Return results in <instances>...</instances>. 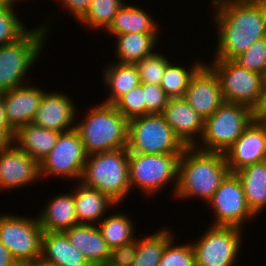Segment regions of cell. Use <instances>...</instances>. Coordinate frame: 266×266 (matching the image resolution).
Segmentation results:
<instances>
[{
	"instance_id": "32",
	"label": "cell",
	"mask_w": 266,
	"mask_h": 266,
	"mask_svg": "<svg viewBox=\"0 0 266 266\" xmlns=\"http://www.w3.org/2000/svg\"><path fill=\"white\" fill-rule=\"evenodd\" d=\"M124 4L125 0H91L89 10L79 22L90 30L101 29L105 32Z\"/></svg>"
},
{
	"instance_id": "21",
	"label": "cell",
	"mask_w": 266,
	"mask_h": 266,
	"mask_svg": "<svg viewBox=\"0 0 266 266\" xmlns=\"http://www.w3.org/2000/svg\"><path fill=\"white\" fill-rule=\"evenodd\" d=\"M74 203L78 224L88 225H97L110 208L118 206L106 194L79 181L74 189Z\"/></svg>"
},
{
	"instance_id": "34",
	"label": "cell",
	"mask_w": 266,
	"mask_h": 266,
	"mask_svg": "<svg viewBox=\"0 0 266 266\" xmlns=\"http://www.w3.org/2000/svg\"><path fill=\"white\" fill-rule=\"evenodd\" d=\"M170 60L163 53L155 52L138 61L135 66L140 76V82L160 85L166 66L171 62Z\"/></svg>"
},
{
	"instance_id": "10",
	"label": "cell",
	"mask_w": 266,
	"mask_h": 266,
	"mask_svg": "<svg viewBox=\"0 0 266 266\" xmlns=\"http://www.w3.org/2000/svg\"><path fill=\"white\" fill-rule=\"evenodd\" d=\"M42 235L38 216L0 214V242L19 266L41 258Z\"/></svg>"
},
{
	"instance_id": "30",
	"label": "cell",
	"mask_w": 266,
	"mask_h": 266,
	"mask_svg": "<svg viewBox=\"0 0 266 266\" xmlns=\"http://www.w3.org/2000/svg\"><path fill=\"white\" fill-rule=\"evenodd\" d=\"M173 234L169 227H163L145 238H137V253L132 266H158L165 246L174 238Z\"/></svg>"
},
{
	"instance_id": "44",
	"label": "cell",
	"mask_w": 266,
	"mask_h": 266,
	"mask_svg": "<svg viewBox=\"0 0 266 266\" xmlns=\"http://www.w3.org/2000/svg\"><path fill=\"white\" fill-rule=\"evenodd\" d=\"M0 128H11L6 118L3 97H0Z\"/></svg>"
},
{
	"instance_id": "13",
	"label": "cell",
	"mask_w": 266,
	"mask_h": 266,
	"mask_svg": "<svg viewBox=\"0 0 266 266\" xmlns=\"http://www.w3.org/2000/svg\"><path fill=\"white\" fill-rule=\"evenodd\" d=\"M87 158L84 144L75 129L60 133L54 148L40 162L41 178L57 176L80 181Z\"/></svg>"
},
{
	"instance_id": "25",
	"label": "cell",
	"mask_w": 266,
	"mask_h": 266,
	"mask_svg": "<svg viewBox=\"0 0 266 266\" xmlns=\"http://www.w3.org/2000/svg\"><path fill=\"white\" fill-rule=\"evenodd\" d=\"M146 10L137 7V4L125 3L113 17L112 22L105 30L110 36L125 33H161L160 24Z\"/></svg>"
},
{
	"instance_id": "7",
	"label": "cell",
	"mask_w": 266,
	"mask_h": 266,
	"mask_svg": "<svg viewBox=\"0 0 266 266\" xmlns=\"http://www.w3.org/2000/svg\"><path fill=\"white\" fill-rule=\"evenodd\" d=\"M252 120L253 112L250 108L224 102L211 116L204 119L202 136L194 147L201 151L224 153Z\"/></svg>"
},
{
	"instance_id": "36",
	"label": "cell",
	"mask_w": 266,
	"mask_h": 266,
	"mask_svg": "<svg viewBox=\"0 0 266 266\" xmlns=\"http://www.w3.org/2000/svg\"><path fill=\"white\" fill-rule=\"evenodd\" d=\"M175 240L174 237L165 246L158 266H196V257L192 244L177 245Z\"/></svg>"
},
{
	"instance_id": "43",
	"label": "cell",
	"mask_w": 266,
	"mask_h": 266,
	"mask_svg": "<svg viewBox=\"0 0 266 266\" xmlns=\"http://www.w3.org/2000/svg\"><path fill=\"white\" fill-rule=\"evenodd\" d=\"M0 266H19L8 249L0 242Z\"/></svg>"
},
{
	"instance_id": "3",
	"label": "cell",
	"mask_w": 266,
	"mask_h": 266,
	"mask_svg": "<svg viewBox=\"0 0 266 266\" xmlns=\"http://www.w3.org/2000/svg\"><path fill=\"white\" fill-rule=\"evenodd\" d=\"M75 124L88 155L127 147L129 121L111 104L99 102Z\"/></svg>"
},
{
	"instance_id": "40",
	"label": "cell",
	"mask_w": 266,
	"mask_h": 266,
	"mask_svg": "<svg viewBox=\"0 0 266 266\" xmlns=\"http://www.w3.org/2000/svg\"><path fill=\"white\" fill-rule=\"evenodd\" d=\"M62 7L69 10V14L73 15V19L78 22L84 17L89 10L91 0H57Z\"/></svg>"
},
{
	"instance_id": "6",
	"label": "cell",
	"mask_w": 266,
	"mask_h": 266,
	"mask_svg": "<svg viewBox=\"0 0 266 266\" xmlns=\"http://www.w3.org/2000/svg\"><path fill=\"white\" fill-rule=\"evenodd\" d=\"M181 154H142L129 152L128 172L131 189L137 188L147 197L159 194L173 183V197L178 184Z\"/></svg>"
},
{
	"instance_id": "5",
	"label": "cell",
	"mask_w": 266,
	"mask_h": 266,
	"mask_svg": "<svg viewBox=\"0 0 266 266\" xmlns=\"http://www.w3.org/2000/svg\"><path fill=\"white\" fill-rule=\"evenodd\" d=\"M128 149H116L88 155L80 178L82 184L106 194L117 205L131 192Z\"/></svg>"
},
{
	"instance_id": "1",
	"label": "cell",
	"mask_w": 266,
	"mask_h": 266,
	"mask_svg": "<svg viewBox=\"0 0 266 266\" xmlns=\"http://www.w3.org/2000/svg\"><path fill=\"white\" fill-rule=\"evenodd\" d=\"M211 4L217 28L213 59L233 60L266 36L265 0H212Z\"/></svg>"
},
{
	"instance_id": "11",
	"label": "cell",
	"mask_w": 266,
	"mask_h": 266,
	"mask_svg": "<svg viewBox=\"0 0 266 266\" xmlns=\"http://www.w3.org/2000/svg\"><path fill=\"white\" fill-rule=\"evenodd\" d=\"M210 225L201 238L191 243L196 266H234L242 248L243 229Z\"/></svg>"
},
{
	"instance_id": "2",
	"label": "cell",
	"mask_w": 266,
	"mask_h": 266,
	"mask_svg": "<svg viewBox=\"0 0 266 266\" xmlns=\"http://www.w3.org/2000/svg\"><path fill=\"white\" fill-rule=\"evenodd\" d=\"M230 173L225 155L186 147L180 156L175 199L198 197L207 202Z\"/></svg>"
},
{
	"instance_id": "19",
	"label": "cell",
	"mask_w": 266,
	"mask_h": 266,
	"mask_svg": "<svg viewBox=\"0 0 266 266\" xmlns=\"http://www.w3.org/2000/svg\"><path fill=\"white\" fill-rule=\"evenodd\" d=\"M30 85V86H29ZM45 90L39 86L24 84L2 94L9 126L18 127L31 123L38 111Z\"/></svg>"
},
{
	"instance_id": "23",
	"label": "cell",
	"mask_w": 266,
	"mask_h": 266,
	"mask_svg": "<svg viewBox=\"0 0 266 266\" xmlns=\"http://www.w3.org/2000/svg\"><path fill=\"white\" fill-rule=\"evenodd\" d=\"M59 134L31 122L14 131L13 144L40 163L56 145Z\"/></svg>"
},
{
	"instance_id": "28",
	"label": "cell",
	"mask_w": 266,
	"mask_h": 266,
	"mask_svg": "<svg viewBox=\"0 0 266 266\" xmlns=\"http://www.w3.org/2000/svg\"><path fill=\"white\" fill-rule=\"evenodd\" d=\"M102 72L109 96L101 102L107 104L113 105L121 96L141 83L135 65L120 64L114 61L112 64L105 65Z\"/></svg>"
},
{
	"instance_id": "22",
	"label": "cell",
	"mask_w": 266,
	"mask_h": 266,
	"mask_svg": "<svg viewBox=\"0 0 266 266\" xmlns=\"http://www.w3.org/2000/svg\"><path fill=\"white\" fill-rule=\"evenodd\" d=\"M71 244L91 265L107 264L110 248L102 238L97 225L77 224L64 231Z\"/></svg>"
},
{
	"instance_id": "45",
	"label": "cell",
	"mask_w": 266,
	"mask_h": 266,
	"mask_svg": "<svg viewBox=\"0 0 266 266\" xmlns=\"http://www.w3.org/2000/svg\"><path fill=\"white\" fill-rule=\"evenodd\" d=\"M23 266H57V265L49 263V262L44 261L43 259L39 258V259L34 260L33 262L25 264Z\"/></svg>"
},
{
	"instance_id": "37",
	"label": "cell",
	"mask_w": 266,
	"mask_h": 266,
	"mask_svg": "<svg viewBox=\"0 0 266 266\" xmlns=\"http://www.w3.org/2000/svg\"><path fill=\"white\" fill-rule=\"evenodd\" d=\"M233 60L240 66L262 74L266 78V36L258 39Z\"/></svg>"
},
{
	"instance_id": "41",
	"label": "cell",
	"mask_w": 266,
	"mask_h": 266,
	"mask_svg": "<svg viewBox=\"0 0 266 266\" xmlns=\"http://www.w3.org/2000/svg\"><path fill=\"white\" fill-rule=\"evenodd\" d=\"M253 120L266 119V81L264 83L262 93L259 98V102L252 110Z\"/></svg>"
},
{
	"instance_id": "4",
	"label": "cell",
	"mask_w": 266,
	"mask_h": 266,
	"mask_svg": "<svg viewBox=\"0 0 266 266\" xmlns=\"http://www.w3.org/2000/svg\"><path fill=\"white\" fill-rule=\"evenodd\" d=\"M42 25L28 29L16 41L0 46V89L3 92L29 83L28 72L40 58L50 32L49 25Z\"/></svg>"
},
{
	"instance_id": "29",
	"label": "cell",
	"mask_w": 266,
	"mask_h": 266,
	"mask_svg": "<svg viewBox=\"0 0 266 266\" xmlns=\"http://www.w3.org/2000/svg\"><path fill=\"white\" fill-rule=\"evenodd\" d=\"M114 213H109L97 224L102 238L110 249L130 243L136 239L134 235L136 231L135 225L129 215H126L125 212L123 213L122 210Z\"/></svg>"
},
{
	"instance_id": "24",
	"label": "cell",
	"mask_w": 266,
	"mask_h": 266,
	"mask_svg": "<svg viewBox=\"0 0 266 266\" xmlns=\"http://www.w3.org/2000/svg\"><path fill=\"white\" fill-rule=\"evenodd\" d=\"M41 259L57 266H91L65 232H43Z\"/></svg>"
},
{
	"instance_id": "33",
	"label": "cell",
	"mask_w": 266,
	"mask_h": 266,
	"mask_svg": "<svg viewBox=\"0 0 266 266\" xmlns=\"http://www.w3.org/2000/svg\"><path fill=\"white\" fill-rule=\"evenodd\" d=\"M14 5L0 2V46L16 41L29 29L19 19Z\"/></svg>"
},
{
	"instance_id": "15",
	"label": "cell",
	"mask_w": 266,
	"mask_h": 266,
	"mask_svg": "<svg viewBox=\"0 0 266 266\" xmlns=\"http://www.w3.org/2000/svg\"><path fill=\"white\" fill-rule=\"evenodd\" d=\"M183 98L204 119L224 103L219 79L206 62L192 76Z\"/></svg>"
},
{
	"instance_id": "38",
	"label": "cell",
	"mask_w": 266,
	"mask_h": 266,
	"mask_svg": "<svg viewBox=\"0 0 266 266\" xmlns=\"http://www.w3.org/2000/svg\"><path fill=\"white\" fill-rule=\"evenodd\" d=\"M145 115L162 114L169 97L160 85L143 83Z\"/></svg>"
},
{
	"instance_id": "49",
	"label": "cell",
	"mask_w": 266,
	"mask_h": 266,
	"mask_svg": "<svg viewBox=\"0 0 266 266\" xmlns=\"http://www.w3.org/2000/svg\"><path fill=\"white\" fill-rule=\"evenodd\" d=\"M3 91L0 89V97H2Z\"/></svg>"
},
{
	"instance_id": "17",
	"label": "cell",
	"mask_w": 266,
	"mask_h": 266,
	"mask_svg": "<svg viewBox=\"0 0 266 266\" xmlns=\"http://www.w3.org/2000/svg\"><path fill=\"white\" fill-rule=\"evenodd\" d=\"M230 173L266 160V138L261 126L254 120L237 140L224 152Z\"/></svg>"
},
{
	"instance_id": "18",
	"label": "cell",
	"mask_w": 266,
	"mask_h": 266,
	"mask_svg": "<svg viewBox=\"0 0 266 266\" xmlns=\"http://www.w3.org/2000/svg\"><path fill=\"white\" fill-rule=\"evenodd\" d=\"M162 116L186 147L198 143L204 130V118L183 97L170 98Z\"/></svg>"
},
{
	"instance_id": "9",
	"label": "cell",
	"mask_w": 266,
	"mask_h": 266,
	"mask_svg": "<svg viewBox=\"0 0 266 266\" xmlns=\"http://www.w3.org/2000/svg\"><path fill=\"white\" fill-rule=\"evenodd\" d=\"M208 63L219 79L224 102L241 104L251 110L256 107L266 81L262 74L248 70L234 60L213 59Z\"/></svg>"
},
{
	"instance_id": "46",
	"label": "cell",
	"mask_w": 266,
	"mask_h": 266,
	"mask_svg": "<svg viewBox=\"0 0 266 266\" xmlns=\"http://www.w3.org/2000/svg\"><path fill=\"white\" fill-rule=\"evenodd\" d=\"M254 121H256L261 126V128L264 131L265 138H266V119L254 120Z\"/></svg>"
},
{
	"instance_id": "20",
	"label": "cell",
	"mask_w": 266,
	"mask_h": 266,
	"mask_svg": "<svg viewBox=\"0 0 266 266\" xmlns=\"http://www.w3.org/2000/svg\"><path fill=\"white\" fill-rule=\"evenodd\" d=\"M43 207L38 214L43 232H64L78 224L73 189L54 196Z\"/></svg>"
},
{
	"instance_id": "8",
	"label": "cell",
	"mask_w": 266,
	"mask_h": 266,
	"mask_svg": "<svg viewBox=\"0 0 266 266\" xmlns=\"http://www.w3.org/2000/svg\"><path fill=\"white\" fill-rule=\"evenodd\" d=\"M126 148L142 154H182L186 146L162 114H147L129 120Z\"/></svg>"
},
{
	"instance_id": "16",
	"label": "cell",
	"mask_w": 266,
	"mask_h": 266,
	"mask_svg": "<svg viewBox=\"0 0 266 266\" xmlns=\"http://www.w3.org/2000/svg\"><path fill=\"white\" fill-rule=\"evenodd\" d=\"M67 95L62 91H45L32 123L60 133L75 129L77 106Z\"/></svg>"
},
{
	"instance_id": "27",
	"label": "cell",
	"mask_w": 266,
	"mask_h": 266,
	"mask_svg": "<svg viewBox=\"0 0 266 266\" xmlns=\"http://www.w3.org/2000/svg\"><path fill=\"white\" fill-rule=\"evenodd\" d=\"M235 174L242 183L249 208L258 216L266 208V160L246 166Z\"/></svg>"
},
{
	"instance_id": "12",
	"label": "cell",
	"mask_w": 266,
	"mask_h": 266,
	"mask_svg": "<svg viewBox=\"0 0 266 266\" xmlns=\"http://www.w3.org/2000/svg\"><path fill=\"white\" fill-rule=\"evenodd\" d=\"M214 214L213 226L243 229L247 220L257 218L249 208L243 186L235 173H229L207 202Z\"/></svg>"
},
{
	"instance_id": "47",
	"label": "cell",
	"mask_w": 266,
	"mask_h": 266,
	"mask_svg": "<svg viewBox=\"0 0 266 266\" xmlns=\"http://www.w3.org/2000/svg\"><path fill=\"white\" fill-rule=\"evenodd\" d=\"M0 2H9V3H14V4H18L19 0H0Z\"/></svg>"
},
{
	"instance_id": "35",
	"label": "cell",
	"mask_w": 266,
	"mask_h": 266,
	"mask_svg": "<svg viewBox=\"0 0 266 266\" xmlns=\"http://www.w3.org/2000/svg\"><path fill=\"white\" fill-rule=\"evenodd\" d=\"M113 106L129 121L145 115L143 83L130 89Z\"/></svg>"
},
{
	"instance_id": "48",
	"label": "cell",
	"mask_w": 266,
	"mask_h": 266,
	"mask_svg": "<svg viewBox=\"0 0 266 266\" xmlns=\"http://www.w3.org/2000/svg\"><path fill=\"white\" fill-rule=\"evenodd\" d=\"M91 266H109L108 264H95V265H91Z\"/></svg>"
},
{
	"instance_id": "26",
	"label": "cell",
	"mask_w": 266,
	"mask_h": 266,
	"mask_svg": "<svg viewBox=\"0 0 266 266\" xmlns=\"http://www.w3.org/2000/svg\"><path fill=\"white\" fill-rule=\"evenodd\" d=\"M160 33H125L115 35L117 63L136 65L144 57L154 54Z\"/></svg>"
},
{
	"instance_id": "42",
	"label": "cell",
	"mask_w": 266,
	"mask_h": 266,
	"mask_svg": "<svg viewBox=\"0 0 266 266\" xmlns=\"http://www.w3.org/2000/svg\"><path fill=\"white\" fill-rule=\"evenodd\" d=\"M14 130L12 128H0V151L9 148L13 144Z\"/></svg>"
},
{
	"instance_id": "39",
	"label": "cell",
	"mask_w": 266,
	"mask_h": 266,
	"mask_svg": "<svg viewBox=\"0 0 266 266\" xmlns=\"http://www.w3.org/2000/svg\"><path fill=\"white\" fill-rule=\"evenodd\" d=\"M137 253V238L127 244L111 248L109 266H132Z\"/></svg>"
},
{
	"instance_id": "14",
	"label": "cell",
	"mask_w": 266,
	"mask_h": 266,
	"mask_svg": "<svg viewBox=\"0 0 266 266\" xmlns=\"http://www.w3.org/2000/svg\"><path fill=\"white\" fill-rule=\"evenodd\" d=\"M40 178V163L26 152L14 144L0 151V191L19 190Z\"/></svg>"
},
{
	"instance_id": "31",
	"label": "cell",
	"mask_w": 266,
	"mask_h": 266,
	"mask_svg": "<svg viewBox=\"0 0 266 266\" xmlns=\"http://www.w3.org/2000/svg\"><path fill=\"white\" fill-rule=\"evenodd\" d=\"M191 67L170 62L165 69L161 79L160 86L169 98H182L185 95L189 82L196 71L204 64L205 61H194ZM180 65V66H179Z\"/></svg>"
}]
</instances>
